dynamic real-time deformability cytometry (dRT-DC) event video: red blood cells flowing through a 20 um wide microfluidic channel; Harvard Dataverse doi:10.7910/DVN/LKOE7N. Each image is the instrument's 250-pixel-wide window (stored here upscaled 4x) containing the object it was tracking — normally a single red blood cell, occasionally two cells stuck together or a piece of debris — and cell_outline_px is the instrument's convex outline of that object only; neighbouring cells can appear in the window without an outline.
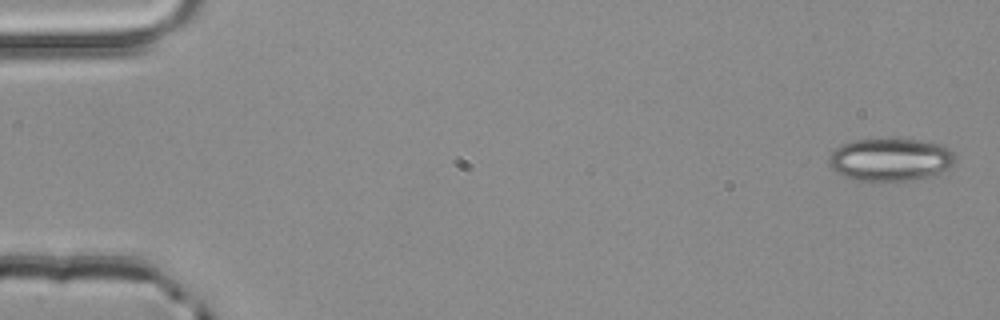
{"species": "common noctule bat (a hibernating species)", "species_latin": "Nyctalus noctula", "temperature_condition": "room temperature", "stored_images_in_passage": 3, "camera_frame_rate_fps": 3000, "um_per_image_px": 0.085, "animal": {"sex": "male", "body_mass_g": 20.4}, "frame": {"image": 1, "passage_image": 1, "time_ms": 0.0, "image_size_px": [1000, 320], "cell_outline_px": [[956, 160], [940, 176], [912, 180], [876, 184], [852, 180], [836, 172], [828, 164], [828, 156], [836, 148], [844, 144], [856, 140], [900, 136], [940, 144], [948, 148], [956, 156]], "centroid_in_image_um": [75.7, 13.59], "position_along_channel_um": 9.3, "area_um2": 33.29}}